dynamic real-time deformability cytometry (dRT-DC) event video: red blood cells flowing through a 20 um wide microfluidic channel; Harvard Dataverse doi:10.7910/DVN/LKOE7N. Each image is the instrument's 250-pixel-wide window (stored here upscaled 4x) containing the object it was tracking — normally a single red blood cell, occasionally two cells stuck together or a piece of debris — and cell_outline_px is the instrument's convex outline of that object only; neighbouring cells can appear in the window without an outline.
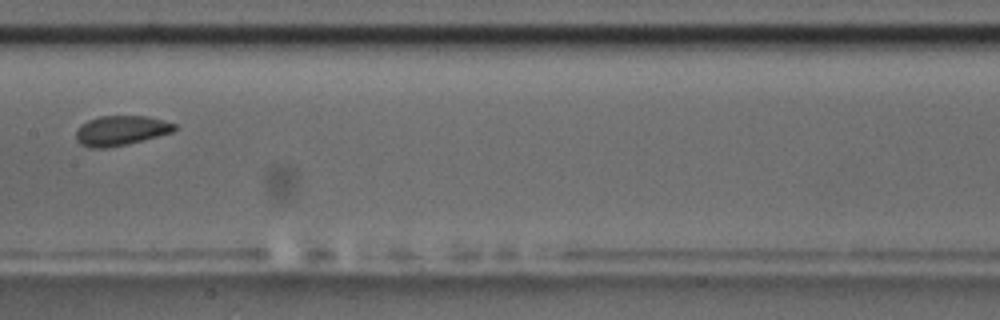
{"species": "common noctule bat (a hibernating species)", "species_latin": "Nyctalus noctula", "temperature_condition": "room temperature", "stored_images_in_passage": 8, "camera_frame_rate_fps": 3000, "um_per_image_px": 0.085, "animal": {"sex": "male", "body_mass_g": 17.5, "forearm_length_mm": 52.3}, "frame": {"image": 1, "passage_image": 8, "time_ms": 9.0, "image_size_px": [1000, 320], "cell_outline_px": [[176, 128], [172, 132], [128, 144], [108, 148], [88, 148], [80, 144], [76, 140], [76, 132], [80, 124], [88, 120], [100, 116], [148, 116], [176, 124]], "centroid_in_image_um": [10.23, 11.1], "position_along_channel_um": 197.2, "area_um2": 17.17}}